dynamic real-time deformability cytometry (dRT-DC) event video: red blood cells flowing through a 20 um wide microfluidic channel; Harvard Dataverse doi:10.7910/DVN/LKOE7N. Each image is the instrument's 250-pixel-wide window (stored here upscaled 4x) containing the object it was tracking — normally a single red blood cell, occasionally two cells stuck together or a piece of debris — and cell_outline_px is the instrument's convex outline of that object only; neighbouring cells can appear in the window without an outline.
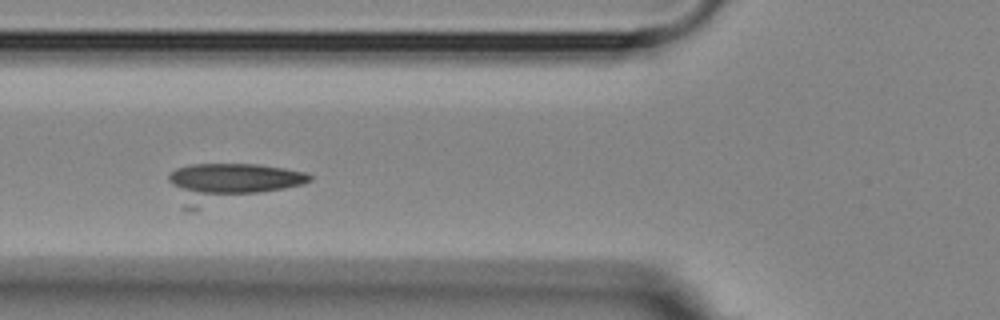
{"species": "Egyptian fruit bat (a non-hibernating species)", "species_latin": "Rousettus aegyptiacus", "temperature_condition": "room temperature", "stored_images_in_passage": 5, "camera_frame_rate_fps": 3000, "um_per_image_px": 0.085, "animal": {"sex": "female"}, "frame": {"image": 1, "passage_image": 2, "time_ms": 1.333, "image_size_px": [1000, 320], "cell_outline_px": [[312, 180], [304, 184], [192, 212], [180, 208], [168, 180], [168, 176], [176, 168], [192, 164], [260, 164], [284, 168], [304, 172], [312, 176]], "centroid_in_image_um": [19.46, 15.58], "position_along_channel_um": 106.3, "area_um2": 32.66}}
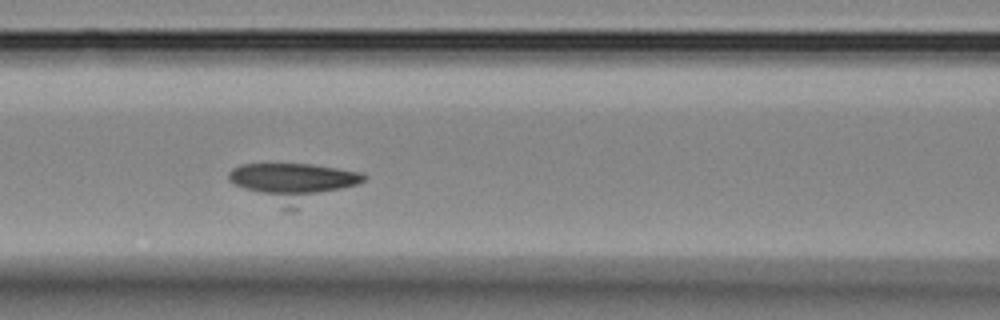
{"frame": {"image": 2, "passage_image": 3, "time_ms": 2.333, "image_size_px": [1000, 320], "cell_outline_px": [[368, 176], [364, 180], [356, 184], [296, 208], [284, 208], [228, 180], [228, 172], [232, 168], [240, 164], [312, 164], [364, 172]], "centroid_in_image_um": [24.94, 15.45], "position_along_channel_um": 141.7, "area_um2": 29.19}}
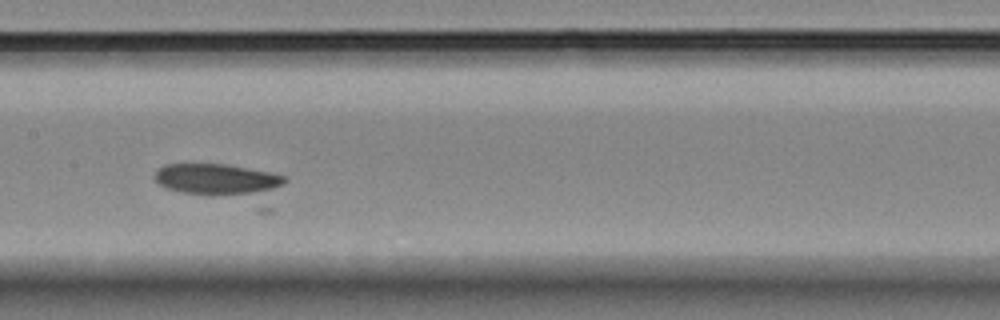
{"frame": {"image": 3, "passage_image": 4, "time_ms": 3.667, "image_size_px": [1000, 320], "cell_outline_px": [[288, 180], [284, 184], [264, 192], [180, 192], [164, 188], [156, 184], [152, 176], [156, 168], [164, 164], [228, 164], [268, 172], [284, 176]], "centroid_in_image_um": [18.3, 15.17], "position_along_channel_um": 189.1, "area_um2": 22.66}}